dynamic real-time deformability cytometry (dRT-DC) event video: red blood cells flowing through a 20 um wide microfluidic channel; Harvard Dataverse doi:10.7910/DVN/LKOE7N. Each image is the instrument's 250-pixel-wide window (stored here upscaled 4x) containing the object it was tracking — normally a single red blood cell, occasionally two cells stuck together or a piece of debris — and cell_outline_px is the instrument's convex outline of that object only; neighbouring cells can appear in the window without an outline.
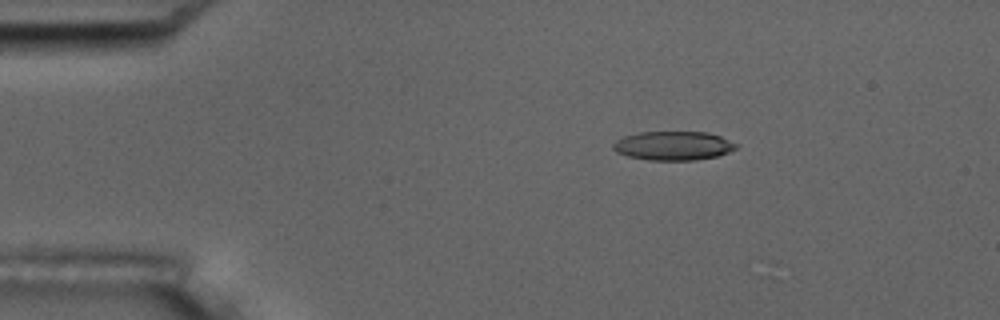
{"species": "common noctule bat (a hibernating species)", "species_latin": "Nyctalus noctula", "temperature_condition": "room temperature", "stored_images_in_passage": 55, "camera_frame_rate_fps": 3000, "um_per_image_px": 0.085, "animal": {"sex": "male", "body_mass_g": 17.5, "forearm_length_mm": 52.3}, "frame": {"image": 1, "passage_image": 10, "time_ms": 3.0, "image_size_px": [1000, 320], "cell_outline_px": [[740, 144], [736, 148], [728, 152], [716, 156], [696, 160], [648, 160], [628, 156], [616, 152], [612, 148], [612, 144], [616, 140], [624, 136], [640, 132], [708, 132], [720, 136]], "centroid_in_image_um": [57.23, 12.38], "position_along_channel_um": 27.8, "area_um2": 20.81}}
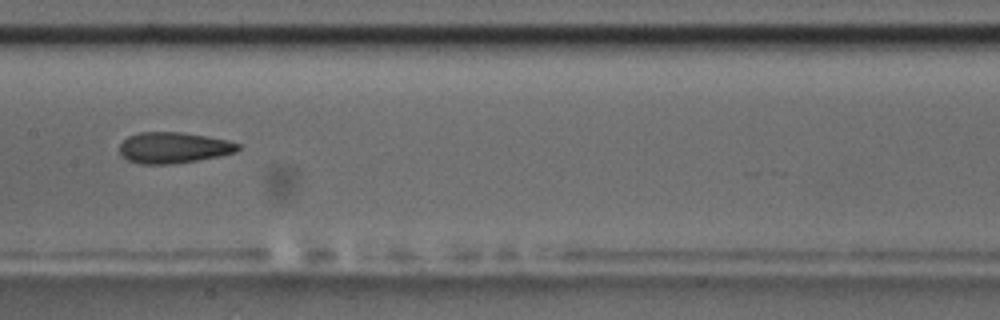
{"frame": {"image": 2, "passage_image": 28, "time_ms": 9.0, "image_size_px": [1000, 320], "cell_outline_px": [[240, 148], [236, 152], [220, 156], [172, 164], [140, 164], [128, 160], [120, 156], [120, 144], [128, 136], [140, 132], [180, 132], [208, 136], [228, 140], [240, 144]], "centroid_in_image_um": [14.75, 12.55], "position_along_channel_um": 192.6, "area_um2": 21.5}}
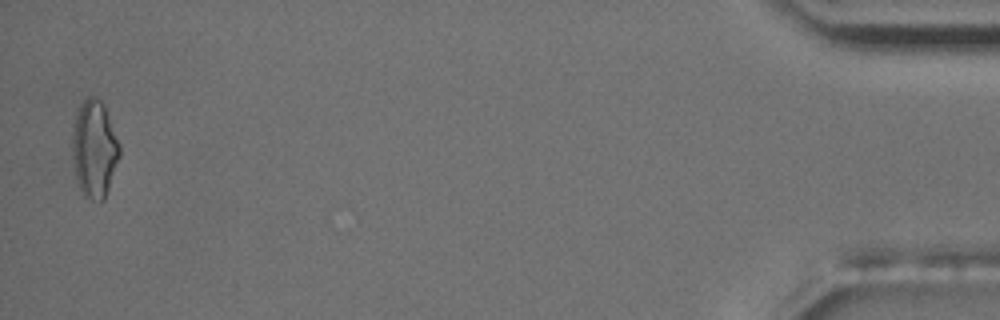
{"frame": {"image": 3, "passage_image": 54, "time_ms": 17.667, "image_size_px": [1000, 320], "cell_outline_px": [[120, 156], [104, 200], [92, 200], [80, 188], [76, 176], [72, 156], [72, 132], [76, 112], [80, 104], [88, 96], [96, 96], [104, 104], [120, 144]], "centroid_in_image_um": [8.02, 12.6], "position_along_channel_um": 427.2, "area_um2": 26.7}, "authors_computed_cell_mechanics": {"area_um2": 21.386, "velocity_mm_per_s": 3.7388, "shape_relaxation_time_tau1_ms": 4.8018, "shape_relaxation_time_tau2_ms": 2.4895, "deformation_change_tau1": 0.167, "deformation_change_tau2": 0.1129}}